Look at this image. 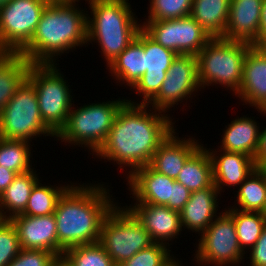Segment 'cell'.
I'll use <instances>...</instances> for the list:
<instances>
[{"label":"cell","mask_w":266,"mask_h":266,"mask_svg":"<svg viewBox=\"0 0 266 266\" xmlns=\"http://www.w3.org/2000/svg\"><path fill=\"white\" fill-rule=\"evenodd\" d=\"M146 108L148 105L127 100L95 155L116 161L120 168L129 166V175L150 164L160 144L176 129L166 112L153 109L150 113Z\"/></svg>","instance_id":"6da1fadb"},{"label":"cell","mask_w":266,"mask_h":266,"mask_svg":"<svg viewBox=\"0 0 266 266\" xmlns=\"http://www.w3.org/2000/svg\"><path fill=\"white\" fill-rule=\"evenodd\" d=\"M109 196L103 184L72 185L63 193L54 212L58 256L70 247L99 242L103 221L117 205Z\"/></svg>","instance_id":"7a4b0ae2"},{"label":"cell","mask_w":266,"mask_h":266,"mask_svg":"<svg viewBox=\"0 0 266 266\" xmlns=\"http://www.w3.org/2000/svg\"><path fill=\"white\" fill-rule=\"evenodd\" d=\"M79 1H50L31 41L19 54L31 64H55L60 53L87 44V14L75 6Z\"/></svg>","instance_id":"3957f363"},{"label":"cell","mask_w":266,"mask_h":266,"mask_svg":"<svg viewBox=\"0 0 266 266\" xmlns=\"http://www.w3.org/2000/svg\"><path fill=\"white\" fill-rule=\"evenodd\" d=\"M87 1L93 15L87 14V42H98L108 66L136 39L142 25L137 23L129 0Z\"/></svg>","instance_id":"277c9868"},{"label":"cell","mask_w":266,"mask_h":266,"mask_svg":"<svg viewBox=\"0 0 266 266\" xmlns=\"http://www.w3.org/2000/svg\"><path fill=\"white\" fill-rule=\"evenodd\" d=\"M251 46L243 41L212 38L196 55L200 89L219 84L236 95L243 78L245 55Z\"/></svg>","instance_id":"5b68a950"},{"label":"cell","mask_w":266,"mask_h":266,"mask_svg":"<svg viewBox=\"0 0 266 266\" xmlns=\"http://www.w3.org/2000/svg\"><path fill=\"white\" fill-rule=\"evenodd\" d=\"M126 102V99L119 98L71 108L65 126L56 135L57 140L81 147L84 145L94 155L105 142L119 110Z\"/></svg>","instance_id":"8992f818"},{"label":"cell","mask_w":266,"mask_h":266,"mask_svg":"<svg viewBox=\"0 0 266 266\" xmlns=\"http://www.w3.org/2000/svg\"><path fill=\"white\" fill-rule=\"evenodd\" d=\"M56 64H31L27 79L34 85L44 124L57 135L72 106L71 89Z\"/></svg>","instance_id":"52a82bcc"},{"label":"cell","mask_w":266,"mask_h":266,"mask_svg":"<svg viewBox=\"0 0 266 266\" xmlns=\"http://www.w3.org/2000/svg\"><path fill=\"white\" fill-rule=\"evenodd\" d=\"M40 134L56 138L44 124L35 87L26 78L0 112V138L31 142Z\"/></svg>","instance_id":"ba28073f"},{"label":"cell","mask_w":266,"mask_h":266,"mask_svg":"<svg viewBox=\"0 0 266 266\" xmlns=\"http://www.w3.org/2000/svg\"><path fill=\"white\" fill-rule=\"evenodd\" d=\"M99 243L114 263H124L154 242L127 207L115 205L103 221Z\"/></svg>","instance_id":"9c48e42d"},{"label":"cell","mask_w":266,"mask_h":266,"mask_svg":"<svg viewBox=\"0 0 266 266\" xmlns=\"http://www.w3.org/2000/svg\"><path fill=\"white\" fill-rule=\"evenodd\" d=\"M51 0H11L0 7V49L19 53L32 39Z\"/></svg>","instance_id":"30bf717a"},{"label":"cell","mask_w":266,"mask_h":266,"mask_svg":"<svg viewBox=\"0 0 266 266\" xmlns=\"http://www.w3.org/2000/svg\"><path fill=\"white\" fill-rule=\"evenodd\" d=\"M200 236L194 257L199 265H237L244 259L246 252L239 246L233 217L227 211L219 213Z\"/></svg>","instance_id":"8fae6325"},{"label":"cell","mask_w":266,"mask_h":266,"mask_svg":"<svg viewBox=\"0 0 266 266\" xmlns=\"http://www.w3.org/2000/svg\"><path fill=\"white\" fill-rule=\"evenodd\" d=\"M142 29L178 55H197L212 37L190 15L178 19L146 20Z\"/></svg>","instance_id":"7c38bea8"},{"label":"cell","mask_w":266,"mask_h":266,"mask_svg":"<svg viewBox=\"0 0 266 266\" xmlns=\"http://www.w3.org/2000/svg\"><path fill=\"white\" fill-rule=\"evenodd\" d=\"M200 87L195 55H177L167 71L158 94L147 104L163 112L191 97Z\"/></svg>","instance_id":"4fadbf2b"},{"label":"cell","mask_w":266,"mask_h":266,"mask_svg":"<svg viewBox=\"0 0 266 266\" xmlns=\"http://www.w3.org/2000/svg\"><path fill=\"white\" fill-rule=\"evenodd\" d=\"M136 39L144 47L145 73L132 88L136 89L137 95L143 96L139 104L147 105L158 94L178 54L157 43L143 29L138 32Z\"/></svg>","instance_id":"5bb4252c"},{"label":"cell","mask_w":266,"mask_h":266,"mask_svg":"<svg viewBox=\"0 0 266 266\" xmlns=\"http://www.w3.org/2000/svg\"><path fill=\"white\" fill-rule=\"evenodd\" d=\"M18 233L22 249L45 250L58 256V237L54 214L16 215L10 219Z\"/></svg>","instance_id":"9a60e30c"},{"label":"cell","mask_w":266,"mask_h":266,"mask_svg":"<svg viewBox=\"0 0 266 266\" xmlns=\"http://www.w3.org/2000/svg\"><path fill=\"white\" fill-rule=\"evenodd\" d=\"M136 204V205H135ZM127 207L143 224L154 243L169 244L182 231L180 213L167 206L151 203H134Z\"/></svg>","instance_id":"2e32d148"},{"label":"cell","mask_w":266,"mask_h":266,"mask_svg":"<svg viewBox=\"0 0 266 266\" xmlns=\"http://www.w3.org/2000/svg\"><path fill=\"white\" fill-rule=\"evenodd\" d=\"M263 0H231L224 38L257 46Z\"/></svg>","instance_id":"e0dca14e"},{"label":"cell","mask_w":266,"mask_h":266,"mask_svg":"<svg viewBox=\"0 0 266 266\" xmlns=\"http://www.w3.org/2000/svg\"><path fill=\"white\" fill-rule=\"evenodd\" d=\"M245 104L266 110V53L252 45L245 55L243 78L236 94Z\"/></svg>","instance_id":"ac0fdd59"},{"label":"cell","mask_w":266,"mask_h":266,"mask_svg":"<svg viewBox=\"0 0 266 266\" xmlns=\"http://www.w3.org/2000/svg\"><path fill=\"white\" fill-rule=\"evenodd\" d=\"M127 176L136 203L168 204L175 179L155 171L149 164Z\"/></svg>","instance_id":"d6986e66"},{"label":"cell","mask_w":266,"mask_h":266,"mask_svg":"<svg viewBox=\"0 0 266 266\" xmlns=\"http://www.w3.org/2000/svg\"><path fill=\"white\" fill-rule=\"evenodd\" d=\"M173 130L153 154L150 166L157 172L175 179L186 160L201 146L194 138L180 140ZM175 135V136H174Z\"/></svg>","instance_id":"ffe728a7"},{"label":"cell","mask_w":266,"mask_h":266,"mask_svg":"<svg viewBox=\"0 0 266 266\" xmlns=\"http://www.w3.org/2000/svg\"><path fill=\"white\" fill-rule=\"evenodd\" d=\"M209 150L207 151L212 162L213 184L219 192H221L224 185L240 186L256 169L254 159L246 154L220 149L219 151ZM217 152L223 153L218 154Z\"/></svg>","instance_id":"44dd1931"},{"label":"cell","mask_w":266,"mask_h":266,"mask_svg":"<svg viewBox=\"0 0 266 266\" xmlns=\"http://www.w3.org/2000/svg\"><path fill=\"white\" fill-rule=\"evenodd\" d=\"M217 194L220 192L214 184L191 192L190 199L180 211L181 226L202 234L217 217Z\"/></svg>","instance_id":"7402d4cb"},{"label":"cell","mask_w":266,"mask_h":266,"mask_svg":"<svg viewBox=\"0 0 266 266\" xmlns=\"http://www.w3.org/2000/svg\"><path fill=\"white\" fill-rule=\"evenodd\" d=\"M260 129L251 117L236 118L224 130L221 150L242 153L254 158L258 148Z\"/></svg>","instance_id":"603a6c76"},{"label":"cell","mask_w":266,"mask_h":266,"mask_svg":"<svg viewBox=\"0 0 266 266\" xmlns=\"http://www.w3.org/2000/svg\"><path fill=\"white\" fill-rule=\"evenodd\" d=\"M231 0H193L190 16L212 38H224Z\"/></svg>","instance_id":"cb8c5ba5"},{"label":"cell","mask_w":266,"mask_h":266,"mask_svg":"<svg viewBox=\"0 0 266 266\" xmlns=\"http://www.w3.org/2000/svg\"><path fill=\"white\" fill-rule=\"evenodd\" d=\"M37 177L36 172L31 170L18 174L14 178L0 195V219H11L25 211L31 191L34 185L40 181ZM6 212L10 213L6 214Z\"/></svg>","instance_id":"d4e9b609"},{"label":"cell","mask_w":266,"mask_h":266,"mask_svg":"<svg viewBox=\"0 0 266 266\" xmlns=\"http://www.w3.org/2000/svg\"><path fill=\"white\" fill-rule=\"evenodd\" d=\"M31 63L19 53L0 57V112L27 78Z\"/></svg>","instance_id":"484cf974"},{"label":"cell","mask_w":266,"mask_h":266,"mask_svg":"<svg viewBox=\"0 0 266 266\" xmlns=\"http://www.w3.org/2000/svg\"><path fill=\"white\" fill-rule=\"evenodd\" d=\"M107 67L116 80L133 87L145 73V51L143 45L135 39Z\"/></svg>","instance_id":"4316f807"},{"label":"cell","mask_w":266,"mask_h":266,"mask_svg":"<svg viewBox=\"0 0 266 266\" xmlns=\"http://www.w3.org/2000/svg\"><path fill=\"white\" fill-rule=\"evenodd\" d=\"M201 146L186 160L176 181L190 192L202 190L213 184L212 162L207 149Z\"/></svg>","instance_id":"83f0119b"},{"label":"cell","mask_w":266,"mask_h":266,"mask_svg":"<svg viewBox=\"0 0 266 266\" xmlns=\"http://www.w3.org/2000/svg\"><path fill=\"white\" fill-rule=\"evenodd\" d=\"M239 187L236 195L239 207L234 208L240 211L261 212L266 201V170L255 169Z\"/></svg>","instance_id":"f1b7e54d"},{"label":"cell","mask_w":266,"mask_h":266,"mask_svg":"<svg viewBox=\"0 0 266 266\" xmlns=\"http://www.w3.org/2000/svg\"><path fill=\"white\" fill-rule=\"evenodd\" d=\"M226 211L233 217L238 243L242 251L245 252V249L249 250L254 247L266 226V219L262 213L240 211L233 207Z\"/></svg>","instance_id":"f546056e"},{"label":"cell","mask_w":266,"mask_h":266,"mask_svg":"<svg viewBox=\"0 0 266 266\" xmlns=\"http://www.w3.org/2000/svg\"><path fill=\"white\" fill-rule=\"evenodd\" d=\"M69 187L68 184L67 186L60 185V187L42 186L38 181L31 191L27 207L22 215L44 216L54 214L58 200Z\"/></svg>","instance_id":"4dcf8cb0"},{"label":"cell","mask_w":266,"mask_h":266,"mask_svg":"<svg viewBox=\"0 0 266 266\" xmlns=\"http://www.w3.org/2000/svg\"><path fill=\"white\" fill-rule=\"evenodd\" d=\"M30 143L24 140L0 138V167H5L17 174L33 170L30 163ZM31 164V165H30Z\"/></svg>","instance_id":"1f68e13d"},{"label":"cell","mask_w":266,"mask_h":266,"mask_svg":"<svg viewBox=\"0 0 266 266\" xmlns=\"http://www.w3.org/2000/svg\"><path fill=\"white\" fill-rule=\"evenodd\" d=\"M63 255L73 266H113L114 264L99 242L70 247Z\"/></svg>","instance_id":"d6a6232c"},{"label":"cell","mask_w":266,"mask_h":266,"mask_svg":"<svg viewBox=\"0 0 266 266\" xmlns=\"http://www.w3.org/2000/svg\"><path fill=\"white\" fill-rule=\"evenodd\" d=\"M193 0H151L147 20H169L190 15Z\"/></svg>","instance_id":"836d02e7"},{"label":"cell","mask_w":266,"mask_h":266,"mask_svg":"<svg viewBox=\"0 0 266 266\" xmlns=\"http://www.w3.org/2000/svg\"><path fill=\"white\" fill-rule=\"evenodd\" d=\"M167 244L153 243L140 250L124 263L126 266H166L173 258ZM173 256V257H171Z\"/></svg>","instance_id":"e575fe53"},{"label":"cell","mask_w":266,"mask_h":266,"mask_svg":"<svg viewBox=\"0 0 266 266\" xmlns=\"http://www.w3.org/2000/svg\"><path fill=\"white\" fill-rule=\"evenodd\" d=\"M20 250L15 225L10 219H0V266H7Z\"/></svg>","instance_id":"d590c367"},{"label":"cell","mask_w":266,"mask_h":266,"mask_svg":"<svg viewBox=\"0 0 266 266\" xmlns=\"http://www.w3.org/2000/svg\"><path fill=\"white\" fill-rule=\"evenodd\" d=\"M57 256L45 250L22 249L7 266H52Z\"/></svg>","instance_id":"8d00e7d4"},{"label":"cell","mask_w":266,"mask_h":266,"mask_svg":"<svg viewBox=\"0 0 266 266\" xmlns=\"http://www.w3.org/2000/svg\"><path fill=\"white\" fill-rule=\"evenodd\" d=\"M190 195L191 192L183 184L175 180L172 188L171 199H169L166 206L180 213L183 206L190 199Z\"/></svg>","instance_id":"74e56055"},{"label":"cell","mask_w":266,"mask_h":266,"mask_svg":"<svg viewBox=\"0 0 266 266\" xmlns=\"http://www.w3.org/2000/svg\"><path fill=\"white\" fill-rule=\"evenodd\" d=\"M251 266H266V226L254 247L250 249Z\"/></svg>","instance_id":"f35d334b"},{"label":"cell","mask_w":266,"mask_h":266,"mask_svg":"<svg viewBox=\"0 0 266 266\" xmlns=\"http://www.w3.org/2000/svg\"><path fill=\"white\" fill-rule=\"evenodd\" d=\"M257 111L264 114V116L266 114L265 109H258ZM253 159L256 169L266 170V128L263 131H259L258 148Z\"/></svg>","instance_id":"ab89813d"},{"label":"cell","mask_w":266,"mask_h":266,"mask_svg":"<svg viewBox=\"0 0 266 266\" xmlns=\"http://www.w3.org/2000/svg\"><path fill=\"white\" fill-rule=\"evenodd\" d=\"M17 175L18 174L12 170H8L3 166L0 167V195L12 183Z\"/></svg>","instance_id":"60d3db41"},{"label":"cell","mask_w":266,"mask_h":266,"mask_svg":"<svg viewBox=\"0 0 266 266\" xmlns=\"http://www.w3.org/2000/svg\"><path fill=\"white\" fill-rule=\"evenodd\" d=\"M265 41H266V0H263L260 29L257 38V47H260Z\"/></svg>","instance_id":"b9f144b4"},{"label":"cell","mask_w":266,"mask_h":266,"mask_svg":"<svg viewBox=\"0 0 266 266\" xmlns=\"http://www.w3.org/2000/svg\"><path fill=\"white\" fill-rule=\"evenodd\" d=\"M52 266H73V264L64 255H60L54 259Z\"/></svg>","instance_id":"7bdbcfd3"},{"label":"cell","mask_w":266,"mask_h":266,"mask_svg":"<svg viewBox=\"0 0 266 266\" xmlns=\"http://www.w3.org/2000/svg\"><path fill=\"white\" fill-rule=\"evenodd\" d=\"M180 262L181 261H179V260H175L174 258L166 265V266H182L181 264H180Z\"/></svg>","instance_id":"ee69618b"},{"label":"cell","mask_w":266,"mask_h":266,"mask_svg":"<svg viewBox=\"0 0 266 266\" xmlns=\"http://www.w3.org/2000/svg\"><path fill=\"white\" fill-rule=\"evenodd\" d=\"M261 213H262V215H263V216L265 217V219H266V201H265V205H264V207H263Z\"/></svg>","instance_id":"f6af8a7d"},{"label":"cell","mask_w":266,"mask_h":266,"mask_svg":"<svg viewBox=\"0 0 266 266\" xmlns=\"http://www.w3.org/2000/svg\"><path fill=\"white\" fill-rule=\"evenodd\" d=\"M9 1H11V0H0V7L7 4Z\"/></svg>","instance_id":"bcb514c9"},{"label":"cell","mask_w":266,"mask_h":266,"mask_svg":"<svg viewBox=\"0 0 266 266\" xmlns=\"http://www.w3.org/2000/svg\"><path fill=\"white\" fill-rule=\"evenodd\" d=\"M260 48L266 53V41L260 46Z\"/></svg>","instance_id":"7dc6e473"},{"label":"cell","mask_w":266,"mask_h":266,"mask_svg":"<svg viewBox=\"0 0 266 266\" xmlns=\"http://www.w3.org/2000/svg\"><path fill=\"white\" fill-rule=\"evenodd\" d=\"M113 266H126L125 263H114Z\"/></svg>","instance_id":"c3c4849f"},{"label":"cell","mask_w":266,"mask_h":266,"mask_svg":"<svg viewBox=\"0 0 266 266\" xmlns=\"http://www.w3.org/2000/svg\"><path fill=\"white\" fill-rule=\"evenodd\" d=\"M4 54V52L0 49V57Z\"/></svg>","instance_id":"681fc988"}]
</instances>
